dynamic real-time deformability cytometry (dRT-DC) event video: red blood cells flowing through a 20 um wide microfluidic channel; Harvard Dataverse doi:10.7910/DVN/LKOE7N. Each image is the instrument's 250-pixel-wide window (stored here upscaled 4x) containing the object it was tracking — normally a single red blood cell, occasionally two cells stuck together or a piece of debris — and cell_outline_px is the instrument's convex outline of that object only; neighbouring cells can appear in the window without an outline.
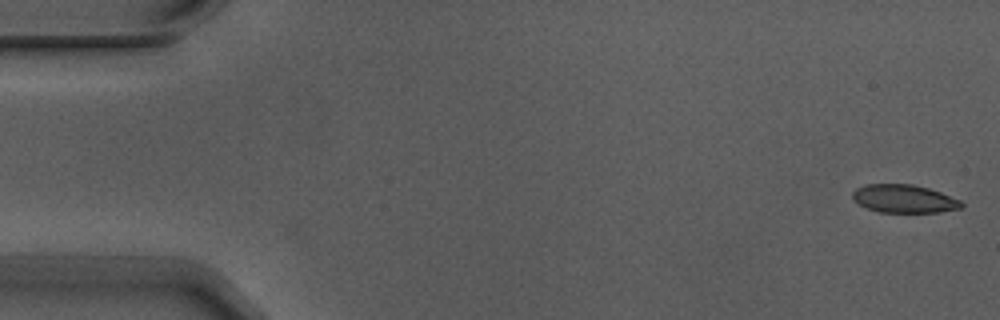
{"species": "Egyptian fruit bat (a non-hibernating species)", "species_latin": "Rousettus aegyptiacus", "temperature_condition": "warm", "stored_images_in_passage": 8, "camera_frame_rate_fps": 3000, "um_per_image_px": 0.085, "animal": {"sex": "male"}, "frame": {"image": 1, "passage_image": 8, "time_ms": 2.333, "image_size_px": [1000, 320], "cell_outline_px": [[964, 204], [960, 208], [940, 212], [880, 212], [868, 208], [852, 200], [852, 192], [856, 188], [864, 184], [912, 184], [928, 188], [940, 192], [960, 200]], "centroid_in_image_um": [76.82, 16.88], "position_along_channel_um": 8.2, "area_um2": 17.8}}